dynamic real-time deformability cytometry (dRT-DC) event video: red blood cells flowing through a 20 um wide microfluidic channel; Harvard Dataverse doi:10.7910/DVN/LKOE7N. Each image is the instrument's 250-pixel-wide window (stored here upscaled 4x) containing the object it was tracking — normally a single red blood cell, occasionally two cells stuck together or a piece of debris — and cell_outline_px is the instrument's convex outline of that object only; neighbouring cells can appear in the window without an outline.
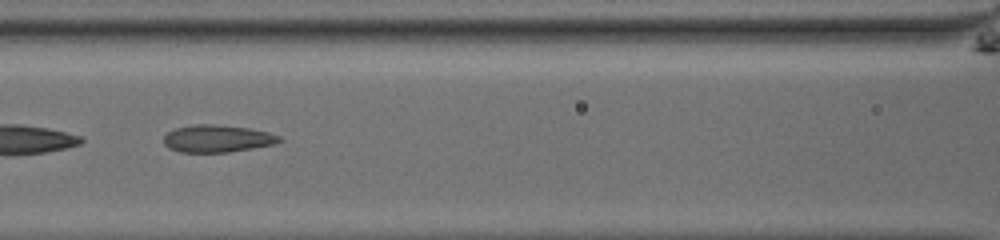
{"species": "common noctule bat (a hibernating species)", "species_latin": "Nyctalus noctula", "temperature_condition": "room temperature", "stored_images_in_passage": 48, "camera_frame_rate_fps": 3000, "um_per_image_px": 0.085, "animal": {"sex": "male", "body_mass_g": 13.0, "forearm_length_mm": 53.1}, "frame": {"image": 1, "passage_image": 25, "time_ms": 8.0, "image_size_px": [1000, 240], "cell_outline_px": [[284, 140], [276, 144], [228, 152], [180, 152], [168, 148], [164, 144], [164, 136], [168, 132], [176, 128], [196, 124], [216, 124], [248, 128], [268, 132], [280, 136]], "centroid_in_image_um": [18.49, 11.78], "position_along_channel_um": 148.1, "area_um2": 18.44}}
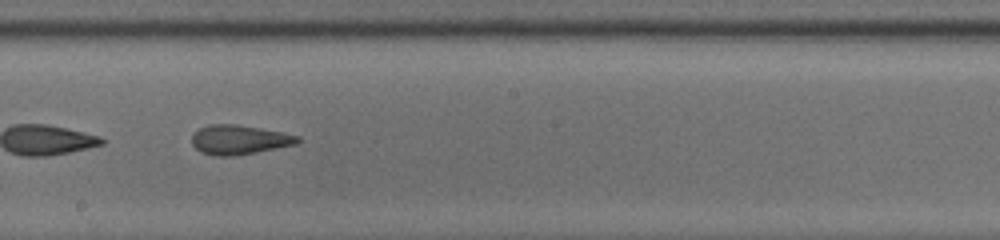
{"frame": {"image": 2, "passage_image": 31, "time_ms": 10.0, "image_size_px": [1000, 240], "cell_outline_px": [[300, 140], [296, 144], [256, 152], [232, 156], [216, 156], [200, 152], [192, 144], [192, 132], [208, 124], [236, 124], [260, 128], [300, 136]], "centroid_in_image_um": [20.29, 11.87], "position_along_channel_um": 227.9, "area_um2": 18.09}, "authors_computed_cell_mechanics": {"area_um2": 20.8658, "velocity_mm_per_s": 3.9815, "shape_relaxation_time_tau1_ms": 4.4021, "shape_relaxation_time_tau2_ms": 1.5936, "deformation_change_tau1": 0.1444, "deformation_change_tau2": 0.0963}}